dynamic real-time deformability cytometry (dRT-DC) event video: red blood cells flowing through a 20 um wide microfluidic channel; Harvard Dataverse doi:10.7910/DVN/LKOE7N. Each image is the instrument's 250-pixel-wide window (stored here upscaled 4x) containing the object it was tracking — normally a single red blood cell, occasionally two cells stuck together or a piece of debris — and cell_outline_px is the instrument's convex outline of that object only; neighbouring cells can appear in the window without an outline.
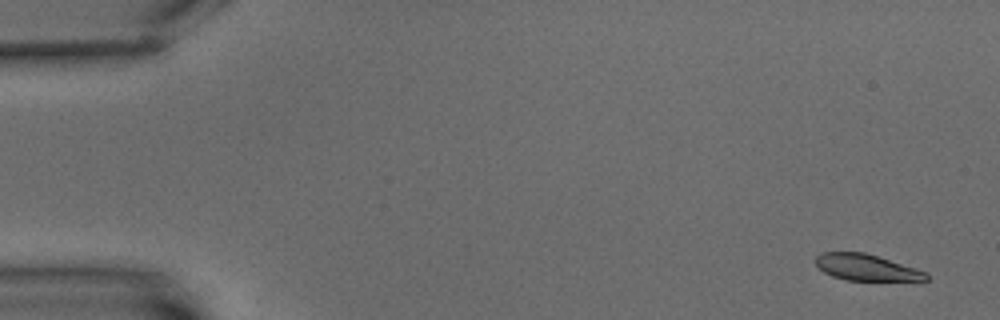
{"species": "common noctule bat (a hibernating species)", "species_latin": "Nyctalus noctula", "temperature_condition": "warm", "stored_images_in_passage": 6, "camera_frame_rate_fps": 3000, "um_per_image_px": 0.085, "animal": {"sex": "male", "body_mass_g": 15.6}, "frame": {"image": 1, "passage_image": 1, "time_ms": 0.0, "image_size_px": [1000, 320], "cell_outline_px": [[928, 280], [920, 284], [848, 280], [832, 276], [824, 272], [816, 264], [816, 256], [820, 252], [864, 252], [916, 268], [924, 272], [928, 276]], "centroid_in_image_um": [73.78, 22.8], "position_along_channel_um": 11.2, "area_um2": 17.8}}
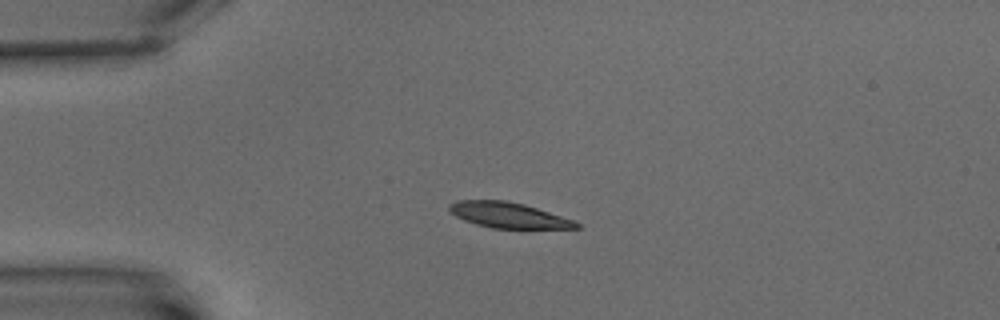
{"frame": {"image": 2, "passage_image": 4, "time_ms": 4.333, "image_size_px": [1000, 320], "cell_outline_px": [[580, 228], [492, 228], [476, 224], [464, 220], [456, 216], [448, 208], [448, 204], [456, 200], [508, 200], [524, 204], [576, 220], [580, 224]], "centroid_in_image_um": [43.23, 18.28], "position_along_channel_um": 41.8, "area_um2": 18.96}}
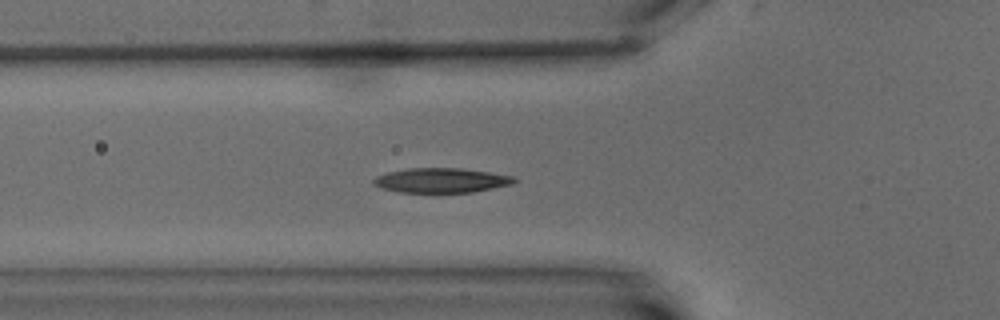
{"frame": {"image": 3, "passage_image": 6, "time_ms": 6.667, "image_size_px": [1000, 320], "cell_outline_px": [[516, 180], [512, 184], [472, 192], [400, 192], [380, 188], [372, 184], [372, 180], [376, 176], [388, 172], [408, 168], [460, 168], [488, 172], [512, 176]], "centroid_in_image_um": [37.44, 15.33], "position_along_channel_um": 88.4, "area_um2": 20.06}}